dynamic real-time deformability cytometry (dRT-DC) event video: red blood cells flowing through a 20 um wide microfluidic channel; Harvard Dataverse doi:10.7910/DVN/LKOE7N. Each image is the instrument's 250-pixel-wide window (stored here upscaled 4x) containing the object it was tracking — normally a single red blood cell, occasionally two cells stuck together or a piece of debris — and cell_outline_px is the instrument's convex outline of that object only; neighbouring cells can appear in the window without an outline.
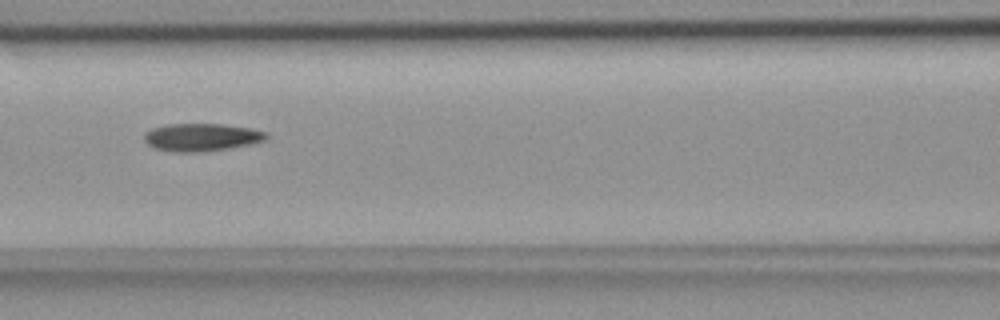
{"species": "common noctule bat (a hibernating species)", "species_latin": "Nyctalus noctula", "temperature_condition": "room temperature", "stored_images_in_passage": 12, "camera_frame_rate_fps": 3000, "um_per_image_px": 0.085, "animal": {"sex": "female", "body_mass_g": 18.4}, "frame": {"image": 1, "passage_image": 8, "time_ms": 2.333, "image_size_px": [1000, 320], "cell_outline_px": [[268, 140], [228, 148], [196, 152], [176, 152], [156, 148], [148, 144], [144, 140], [144, 132], [152, 128], [168, 124], [220, 124], [252, 128], [268, 132]], "centroid_in_image_um": [17.15, 11.65], "position_along_channel_um": 149.5, "area_um2": 19.65}}